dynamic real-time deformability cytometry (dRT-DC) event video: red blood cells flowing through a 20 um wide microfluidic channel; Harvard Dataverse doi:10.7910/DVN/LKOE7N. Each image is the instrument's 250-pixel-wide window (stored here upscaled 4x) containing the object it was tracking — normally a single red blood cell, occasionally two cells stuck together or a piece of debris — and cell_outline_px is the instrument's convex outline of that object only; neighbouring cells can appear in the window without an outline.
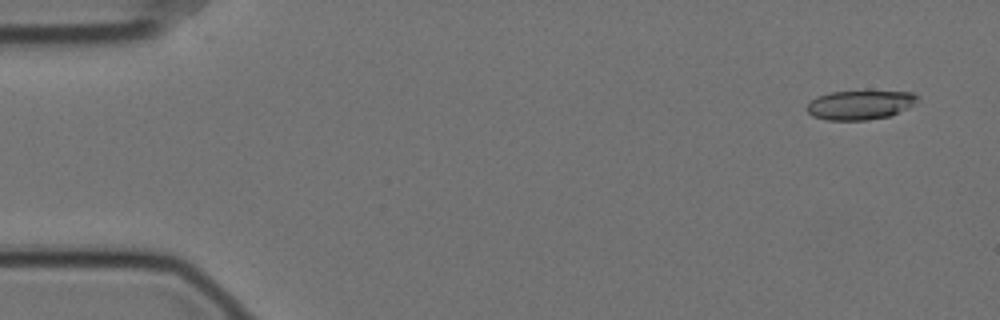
{"species": "Egyptian fruit bat (a non-hibernating species)", "species_latin": "Rousettus aegyptiacus", "temperature_condition": "cold", "stored_images_in_passage": 57, "camera_frame_rate_fps": 3000, "um_per_image_px": 0.085, "animal": {"sex": "female"}, "frame": {"image": 1, "passage_image": 3, "time_ms": 0.667, "image_size_px": [1000, 320], "cell_outline_px": [[920, 100], [908, 108], [892, 116], [868, 120], [828, 120], [812, 116], [804, 108], [816, 96], [828, 92], [912, 92], [920, 96]], "centroid_in_image_um": [73.12, 8.93], "position_along_channel_um": 11.9, "area_um2": 18.96}}
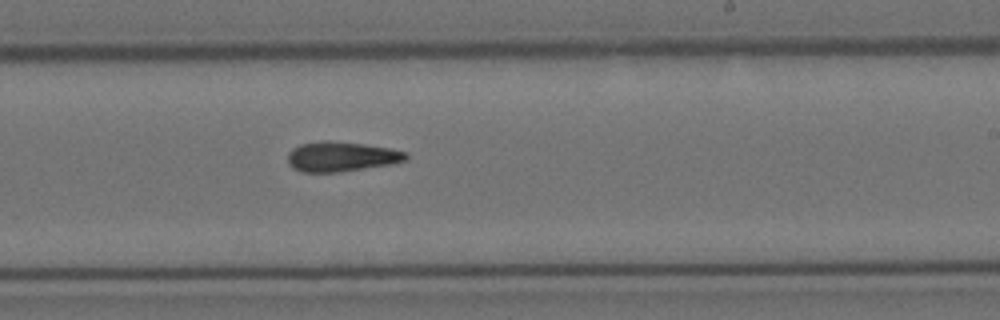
{"frame": {"image": 2, "passage_image": 34, "time_ms": 11.0, "image_size_px": [1000, 320], "cell_outline_px": [[408, 160], [392, 164], [336, 172], [300, 172], [292, 168], [288, 164], [288, 152], [292, 148], [300, 144], [320, 140], [328, 140], [364, 144], [388, 148], [408, 152]], "centroid_in_image_um": [28.99, 13.3], "position_along_channel_um": 260.0, "area_um2": 20.75}}
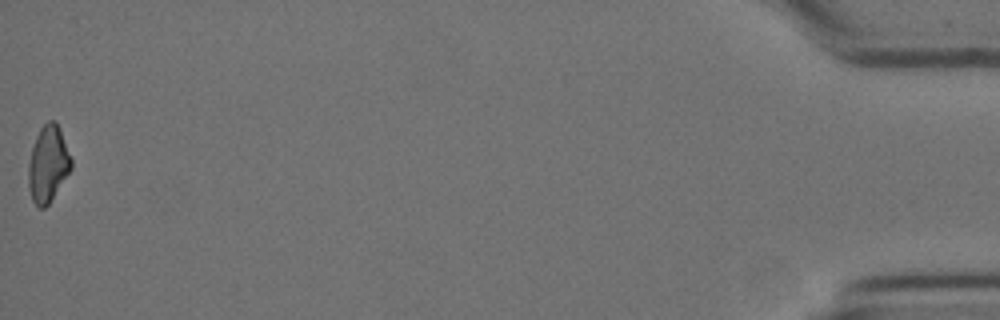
{"frame": {"image": 3, "passage_image": 57, "time_ms": 18.667, "image_size_px": [1000, 320], "cell_outline_px": [[72, 168], [48, 204], [44, 208], [40, 208], [32, 200], [28, 188], [28, 164], [32, 148], [36, 136], [40, 128], [48, 120], [56, 120], [60, 128], [72, 160]], "centroid_in_image_um": [4.08, 13.92], "position_along_channel_um": 431.1, "area_um2": 19.02}, "authors_computed_cell_mechanics": {"area_um2": 20.1144, "velocity_mm_per_s": 3.5222, "shape_relaxation_time_tau1_ms": null, "shape_relaxation_time_tau2_ms": 6.7826, "deformation_change_tau1": null, "deformation_change_tau2": 0.1535}}